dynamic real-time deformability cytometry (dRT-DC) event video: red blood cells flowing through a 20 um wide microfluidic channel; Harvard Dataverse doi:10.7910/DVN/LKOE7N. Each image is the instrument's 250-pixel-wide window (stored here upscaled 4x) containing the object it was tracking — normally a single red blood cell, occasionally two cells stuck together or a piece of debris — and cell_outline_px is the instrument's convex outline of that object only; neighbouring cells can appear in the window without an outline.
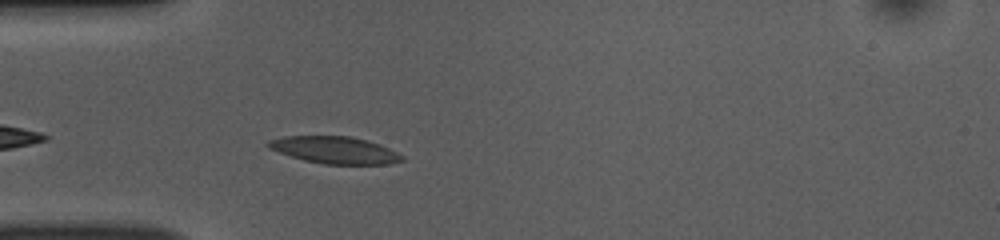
{"species": "common noctule bat (a hibernating species)", "species_latin": "Nyctalus noctula", "temperature_condition": "room temperature", "stored_images_in_passage": 38, "camera_frame_rate_fps": 3000, "um_per_image_px": 0.085, "animal": {"sex": "female", "body_mass_g": 10.0, "forearm_length_mm": 53.1}, "frame": {"image": 1, "passage_image": 3, "time_ms": 0.667, "image_size_px": [1000, 240], "cell_outline_px": [[404, 160], [388, 164], [324, 164], [304, 160], [268, 148], [264, 144], [268, 140], [284, 136], [352, 136], [380, 144], [404, 156]], "centroid_in_image_um": [28.44, 12.75], "position_along_channel_um": 56.6, "area_um2": 21.04}}
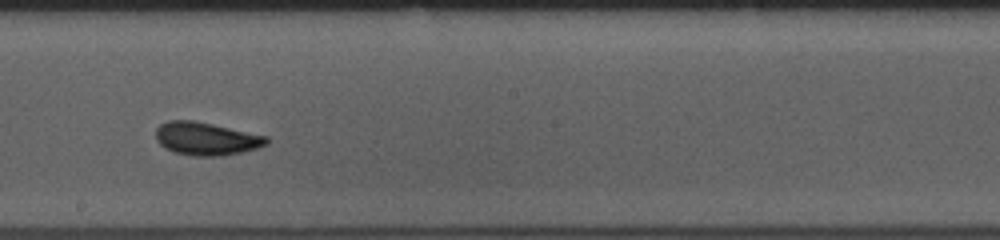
{"frame": {"image": 2, "passage_image": 17, "time_ms": 5.333, "image_size_px": [1000, 240], "cell_outline_px": [[268, 144], [256, 148], [240, 152], [220, 156], [192, 156], [176, 152], [160, 144], [156, 140], [156, 128], [160, 124], [168, 120], [192, 120], [212, 124], [268, 136]], "centroid_in_image_um": [17.52, 11.78], "position_along_channel_um": 230.7, "area_um2": 21.1}}
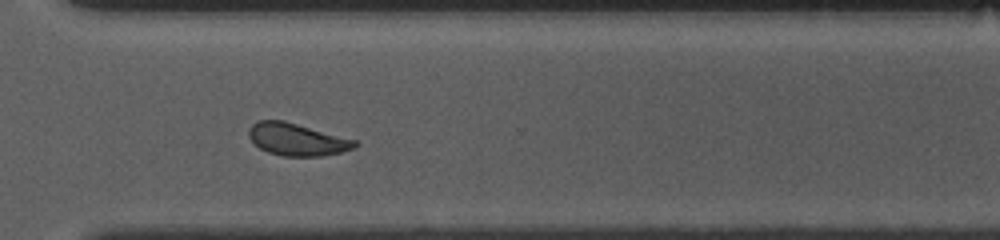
{"frame": {"image": 3, "passage_image": 26, "time_ms": 8.333, "image_size_px": [1000, 240], "cell_outline_px": [[360, 144], [356, 148], [344, 152], [320, 156], [284, 156], [268, 152], [260, 148], [248, 136], [248, 128], [252, 124], [260, 120], [284, 120], [356, 140]], "centroid_in_image_um": [25.28, 11.85], "position_along_channel_um": 345.3, "area_um2": 20.06}, "authors_computed_cell_mechanics": {"area_um2": 20.5479, "velocity_mm_per_s": 3.8305, "shape_relaxation_time_tau1_ms": 3.1693, "shape_relaxation_time_tau2_ms": 1.4906, "deformation_change_tau1": 0.1202, "deformation_change_tau2": 0.074}}